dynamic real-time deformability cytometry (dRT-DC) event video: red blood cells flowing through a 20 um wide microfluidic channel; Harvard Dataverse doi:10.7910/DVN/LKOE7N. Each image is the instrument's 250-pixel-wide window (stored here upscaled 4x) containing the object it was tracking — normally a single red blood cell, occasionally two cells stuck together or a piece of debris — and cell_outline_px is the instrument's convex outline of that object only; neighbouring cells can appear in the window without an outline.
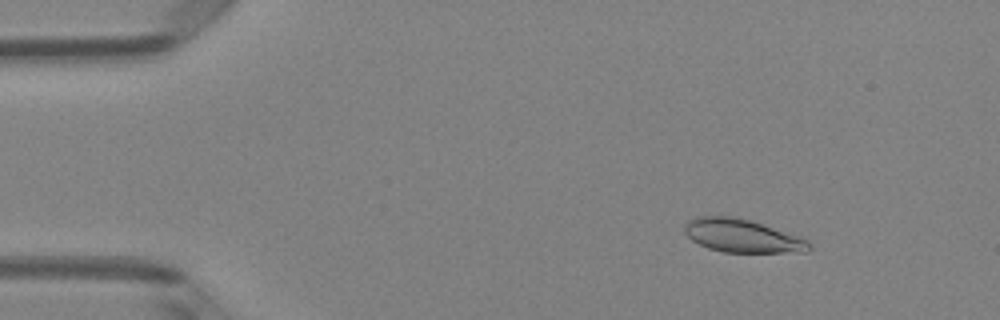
{"species": "Egyptian fruit bat (a non-hibernating species)", "species_latin": "Rousettus aegyptiacus", "temperature_condition": "room temperature", "stored_images_in_passage": 51, "camera_frame_rate_fps": 3000, "um_per_image_px": 0.085, "animal": {"sex": "female"}, "frame": {"image": 1, "passage_image": 7, "time_ms": 2.0, "image_size_px": [1000, 320], "cell_outline_px": [[812, 248], [808, 252], [724, 252], [708, 248], [692, 240], [684, 232], [684, 224], [688, 220], [696, 216], [732, 216], [752, 220], [808, 240], [812, 244]], "centroid_in_image_um": [63.08, 20.04], "position_along_channel_um": 21.9, "area_um2": 24.16}}
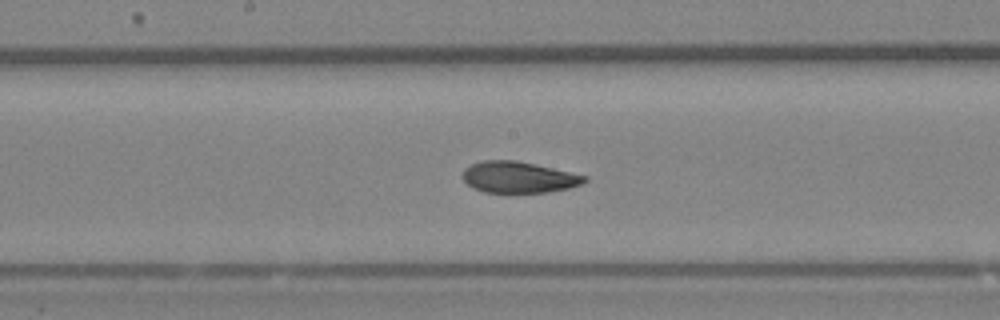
{"frame": {"image": 2, "passage_image": 27, "time_ms": 8.667, "image_size_px": [1000, 320], "cell_outline_px": [[588, 180], [584, 184], [568, 188], [548, 192], [484, 192], [472, 188], [460, 176], [464, 168], [472, 164], [484, 160], [516, 160], [536, 164], [588, 176]], "centroid_in_image_um": [44.08, 15.06], "position_along_channel_um": 204.1, "area_um2": 22.37}}
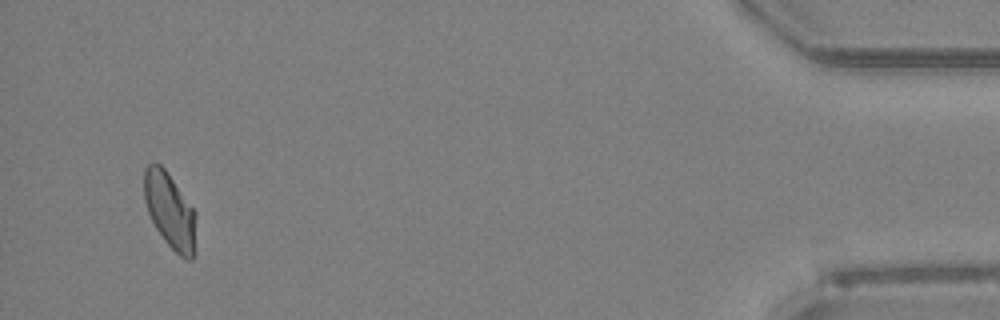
{"frame": {"image": 3, "passage_image": 49, "time_ms": 16.0, "image_size_px": [1000, 320], "cell_outline_px": [[196, 216], [192, 260], [188, 260], [180, 256], [164, 240], [156, 228], [148, 212], [144, 200], [144, 168], [148, 164], [160, 164], [164, 168], [196, 212]], "centroid_in_image_um": [14.42, 17.89], "position_along_channel_um": 420.8, "area_um2": 22.43}, "authors_computed_cell_mechanics": {"area_um2": 23.409, "velocity_mm_per_s": 3.9932, "shape_relaxation_time_tau1_ms": 3.9937, "shape_relaxation_time_tau2_ms": 1.3592, "deformation_change_tau1": 0.1323, "deformation_change_tau2": 0.0598}}